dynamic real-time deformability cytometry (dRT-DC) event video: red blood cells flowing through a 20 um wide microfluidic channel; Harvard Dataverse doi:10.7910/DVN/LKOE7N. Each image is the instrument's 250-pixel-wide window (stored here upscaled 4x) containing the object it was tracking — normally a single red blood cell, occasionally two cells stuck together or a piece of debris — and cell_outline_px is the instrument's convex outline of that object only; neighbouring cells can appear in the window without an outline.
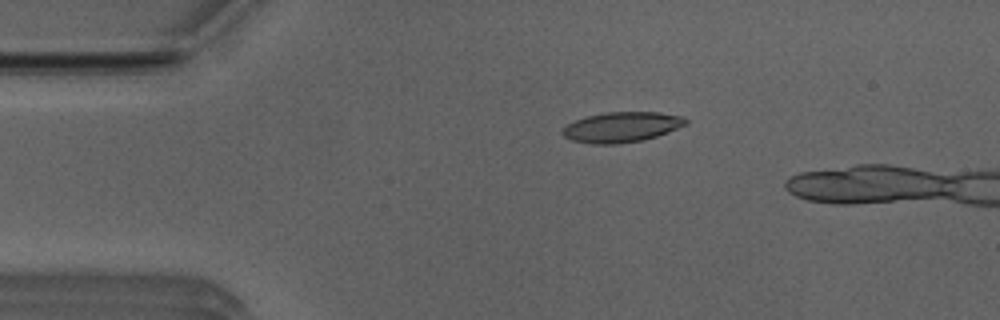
{"species": "Egyptian fruit bat (a non-hibernating species)", "species_latin": "Rousettus aegyptiacus", "temperature_condition": "room temperature", "stored_images_in_passage": 14, "camera_frame_rate_fps": 3000, "um_per_image_px": 0.085, "animal": {"sex": "male"}, "frame": {"image": 1, "passage_image": 10, "time_ms": 3.0, "image_size_px": [1000, 320], "cell_outline_px": [[688, 124], [668, 132], [644, 140], [616, 144], [592, 144], [572, 140], [564, 136], [560, 132], [568, 124], [576, 120], [588, 116], [608, 112], [660, 112], [684, 116], [688, 120]], "centroid_in_image_um": [52.88, 10.8], "position_along_channel_um": 32.1, "area_um2": 21.73}}